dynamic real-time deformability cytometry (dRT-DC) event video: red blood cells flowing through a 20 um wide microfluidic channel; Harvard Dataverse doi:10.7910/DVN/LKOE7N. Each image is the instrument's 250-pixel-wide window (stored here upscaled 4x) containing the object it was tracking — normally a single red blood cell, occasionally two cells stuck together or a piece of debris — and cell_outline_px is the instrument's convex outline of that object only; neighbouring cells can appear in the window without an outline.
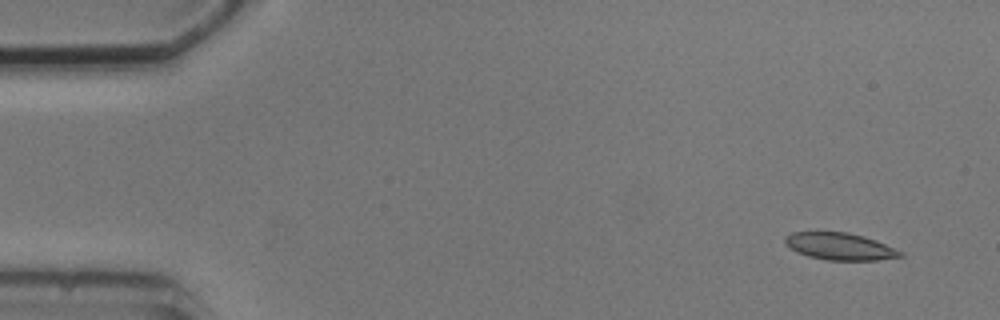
{"species": "common noctule bat (a hibernating species)", "species_latin": "Nyctalus noctula", "temperature_condition": "cold", "stored_images_in_passage": 5, "camera_frame_rate_fps": 3000, "um_per_image_px": 0.085, "animal": {"sex": "male", "body_mass_g": 20.5, "forearm_length_mm": 52.5}, "frame": {"image": 1, "passage_image": 1, "time_ms": 0.0, "image_size_px": [1000, 320], "cell_outline_px": [[904, 256], [876, 260], [828, 260], [808, 256], [796, 252], [784, 244], [784, 236], [792, 232], [816, 228], [848, 232], [864, 236], [876, 240], [904, 252]], "centroid_in_image_um": [71.3, 20.88], "position_along_channel_um": 13.7, "area_um2": 19.13}}
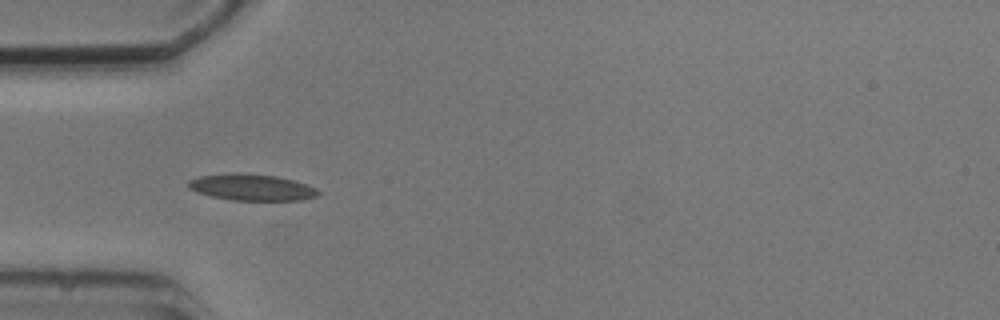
{"frame": {"image": 2, "passage_image": 4, "time_ms": 4.333, "image_size_px": [1000, 320], "cell_outline_px": [[320, 192], [316, 196], [300, 200], [232, 200], [212, 196], [196, 192], [188, 188], [188, 180], [200, 176], [232, 172], [244, 172], [276, 176], [292, 180], [316, 188]], "centroid_in_image_um": [21.34, 15.91], "position_along_channel_um": 63.7, "area_um2": 20.0}}